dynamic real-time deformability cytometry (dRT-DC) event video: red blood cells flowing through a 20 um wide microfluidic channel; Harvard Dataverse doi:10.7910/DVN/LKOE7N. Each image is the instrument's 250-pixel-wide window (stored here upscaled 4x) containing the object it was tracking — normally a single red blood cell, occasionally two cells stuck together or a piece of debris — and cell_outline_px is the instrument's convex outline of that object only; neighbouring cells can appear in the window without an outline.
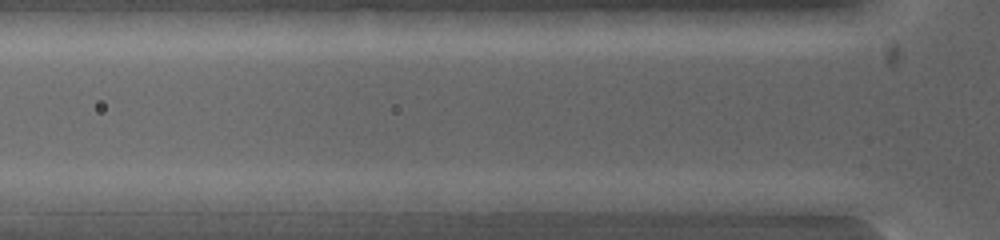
{"species": "common noctule bat (a hibernating species)", "species_latin": "Nyctalus noctula", "temperature_condition": "warm", "stored_images_in_passage": 4, "camera_frame_rate_fps": 5000, "um_per_image_px": 0.085, "animal": {"sex": "female", "body_mass_g": 19.0, "forearm_length_mm": 53.3}, "frame": {"image": 1, "passage_image": 2, "time_ms": 0.8, "image_size_px": [1000, 240], "cell_outline_px": [[616, 200], [564, 212], [496, 212], [496, 200], [552, 192], [584, 192]], "centroid_in_image_um": [46.75, 17.2], "position_along_channel_um": 79.0, "area_um2": 12.54}}